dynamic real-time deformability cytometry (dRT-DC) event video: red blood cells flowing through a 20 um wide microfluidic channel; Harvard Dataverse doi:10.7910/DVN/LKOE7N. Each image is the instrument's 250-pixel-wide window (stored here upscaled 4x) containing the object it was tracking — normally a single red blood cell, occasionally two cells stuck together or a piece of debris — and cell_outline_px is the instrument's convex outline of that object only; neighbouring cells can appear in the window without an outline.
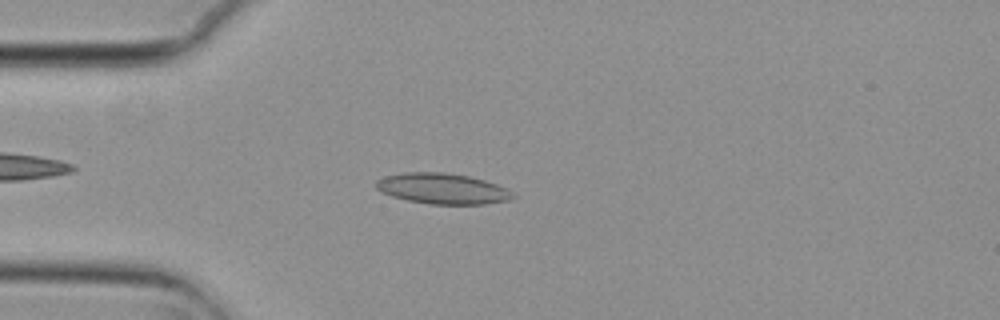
{"species": "common noctule bat (a hibernating species)", "species_latin": "Nyctalus noctula", "temperature_condition": "cold", "stored_images_in_passage": 1, "camera_frame_rate_fps": 3000, "um_per_image_px": 0.085, "animal": {"sex": "female", "body_mass_g": 29.2, "forearm_length_mm": 56.3}, "frame": {"image": 1, "passage_image": 1, "time_ms": 0.0, "image_size_px": [1000, 320], "cell_outline_px": [[516, 196], [508, 200], [484, 204], [432, 204], [408, 200], [392, 196], [380, 192], [376, 188], [376, 180], [384, 176], [404, 172], [444, 172], [468, 176], [484, 180], [508, 188]], "centroid_in_image_um": [37.6, 16.03], "position_along_channel_um": 47.4, "area_um2": 24.45}}